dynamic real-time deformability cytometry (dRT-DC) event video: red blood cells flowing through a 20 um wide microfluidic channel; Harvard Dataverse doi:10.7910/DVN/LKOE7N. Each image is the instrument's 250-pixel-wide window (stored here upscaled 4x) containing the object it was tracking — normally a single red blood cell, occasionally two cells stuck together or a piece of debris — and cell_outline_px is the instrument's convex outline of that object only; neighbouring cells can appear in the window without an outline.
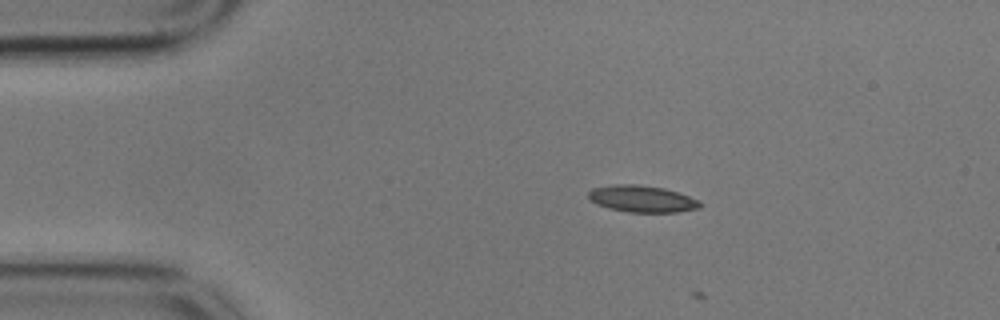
{"species": "common noctule bat (a hibernating species)", "species_latin": "Nyctalus noctula", "temperature_condition": "cold", "stored_images_in_passage": 2, "camera_frame_rate_fps": 3000, "um_per_image_px": 0.085, "animal": {"sex": "male", "body_mass_g": 17.9}, "frame": {"image": 1, "passage_image": 1, "time_ms": 0.0, "image_size_px": [1000, 320], "cell_outline_px": [[704, 204], [700, 208], [676, 212], [628, 212], [608, 208], [596, 204], [588, 200], [588, 192], [592, 188], [612, 184], [640, 184], [664, 188], [700, 200]], "centroid_in_image_um": [54.55, 16.9], "position_along_channel_um": 30.4, "area_um2": 17.63}}